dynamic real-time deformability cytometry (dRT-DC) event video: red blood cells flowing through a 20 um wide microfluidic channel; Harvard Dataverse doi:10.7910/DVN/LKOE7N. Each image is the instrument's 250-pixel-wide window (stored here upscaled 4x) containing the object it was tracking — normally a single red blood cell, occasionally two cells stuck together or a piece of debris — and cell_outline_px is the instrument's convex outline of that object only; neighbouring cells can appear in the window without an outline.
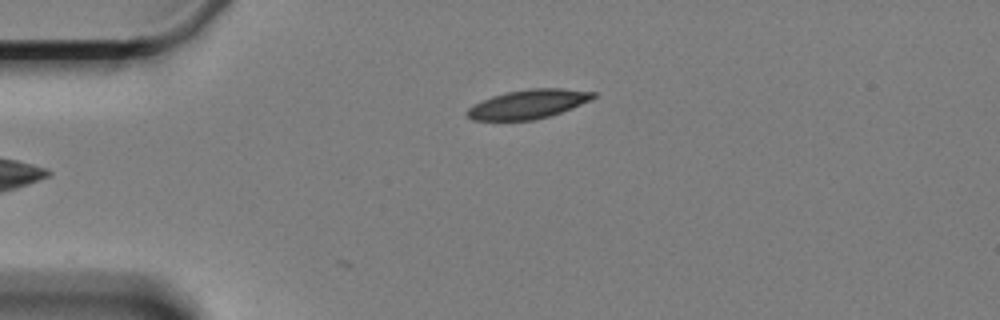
{"species": "Egyptian fruit bat (a non-hibernating species)", "species_latin": "Rousettus aegyptiacus", "temperature_condition": "cold", "stored_images_in_passage": 2, "camera_frame_rate_fps": 3000, "um_per_image_px": 0.085, "animal": {"sex": "female"}, "frame": {"image": 1, "passage_image": 2, "time_ms": 0.333, "image_size_px": [1000, 320], "cell_outline_px": [[596, 96], [592, 100], [572, 108], [548, 116], [532, 120], [472, 120], [464, 112], [472, 104], [480, 100], [492, 96], [508, 92], [528, 88], [560, 88], [596, 92]], "centroid_in_image_um": [44.88, 8.84], "position_along_channel_um": 40.1, "area_um2": 21.39}}